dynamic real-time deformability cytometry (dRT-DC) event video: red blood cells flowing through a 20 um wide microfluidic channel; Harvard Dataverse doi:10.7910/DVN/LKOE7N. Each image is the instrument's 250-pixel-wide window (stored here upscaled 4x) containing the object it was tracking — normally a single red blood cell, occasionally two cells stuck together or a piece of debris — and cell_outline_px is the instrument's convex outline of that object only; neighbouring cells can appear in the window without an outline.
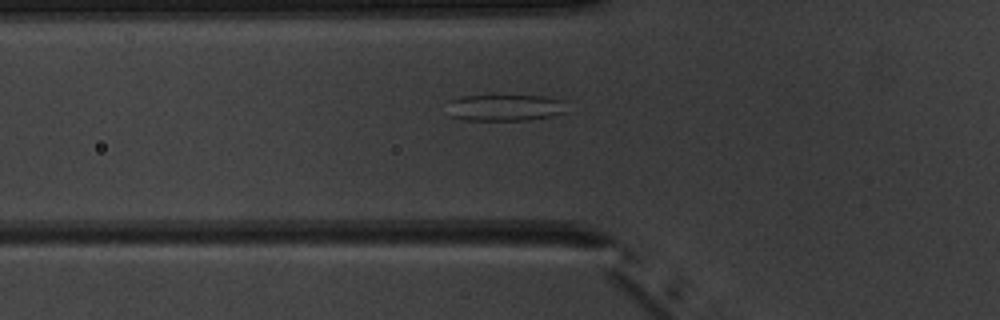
{"species": "common noctule bat (a hibernating species)", "species_latin": "Nyctalus noctula", "temperature_condition": "warm", "stored_images_in_passage": 6, "camera_frame_rate_fps": 3000, "um_per_image_px": 0.085, "animal": {"sex": "male", "body_mass_g": 20.1, "forearm_length_mm": 53.5}, "frame": {"image": 1, "passage_image": 6, "time_ms": 6.667, "image_size_px": [1000, 320], "cell_outline_px": [[564, 112], [552, 116], [528, 120], [464, 120], [448, 116], [448, 100], [460, 96], [544, 96], [564, 100]], "centroid_in_image_um": [42.85, 9.15], "position_along_channel_um": 82.9, "area_um2": 18.55}}